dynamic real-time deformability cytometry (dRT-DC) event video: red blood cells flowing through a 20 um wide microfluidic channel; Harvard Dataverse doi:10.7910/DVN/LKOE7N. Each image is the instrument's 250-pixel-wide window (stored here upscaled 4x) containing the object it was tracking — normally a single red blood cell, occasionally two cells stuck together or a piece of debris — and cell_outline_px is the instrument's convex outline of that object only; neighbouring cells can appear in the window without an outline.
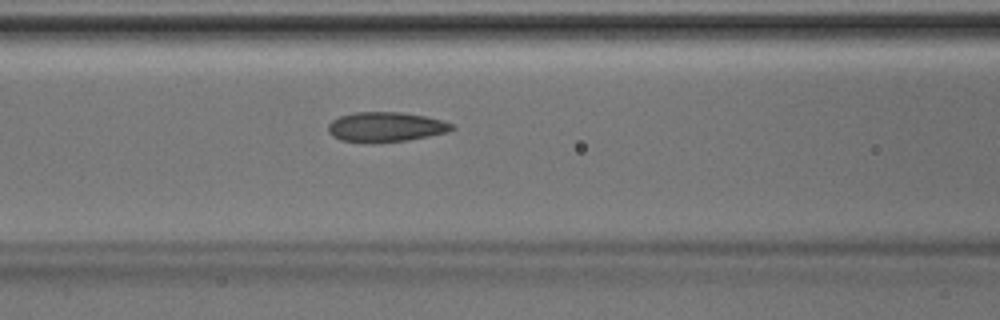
{"species": "Egyptian fruit bat (a non-hibernating species)", "species_latin": "Rousettus aegyptiacus", "temperature_condition": "room temperature", "stored_images_in_passage": 33, "camera_frame_rate_fps": 3000, "um_per_image_px": 0.085, "animal": {"sex": "male"}, "frame": {"image": 1, "passage_image": 12, "time_ms": 3.667, "image_size_px": [1000, 320], "cell_outline_px": [[456, 128], [448, 132], [408, 140], [372, 144], [340, 140], [332, 136], [328, 132], [328, 124], [332, 120], [340, 116], [356, 112], [400, 112], [424, 116], [440, 120], [452, 124]], "centroid_in_image_um": [32.75, 10.81], "position_along_channel_um": 133.9, "area_um2": 21.68}}
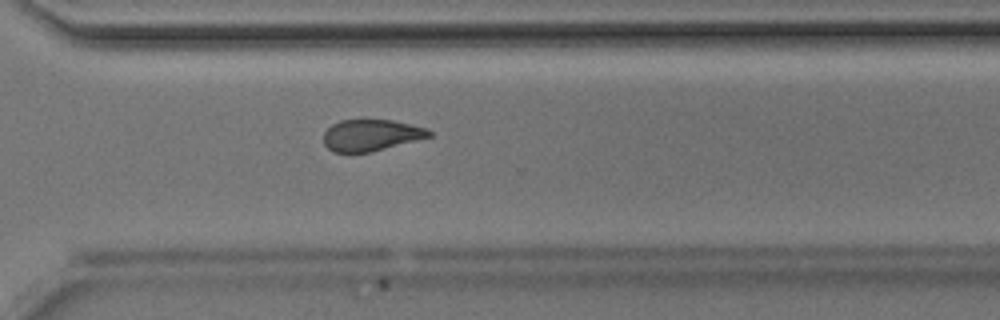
{"frame": {"image": 2, "passage_image": 26, "time_ms": 8.333, "image_size_px": [1000, 320], "cell_outline_px": [[432, 136], [372, 152], [332, 152], [324, 144], [324, 132], [332, 124], [340, 120], [392, 120], [412, 124], [428, 128], [432, 132]], "centroid_in_image_um": [31.56, 11.49], "position_along_channel_um": 339.0, "area_um2": 19.42}}
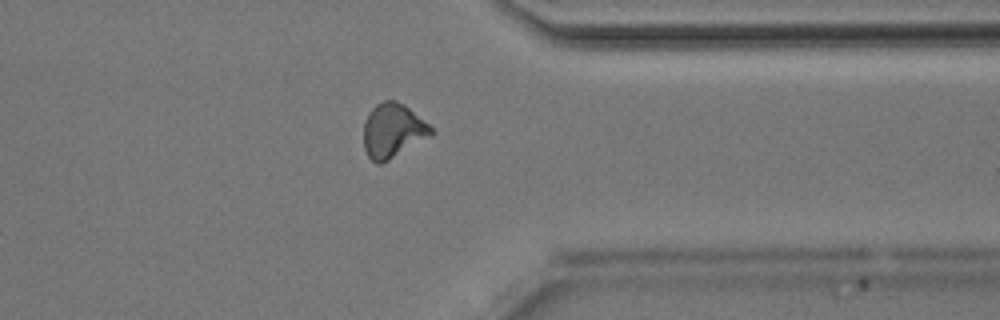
{"frame": {"image": 3, "passage_image": 29, "time_ms": 9.333, "image_size_px": [1000, 320], "cell_outline_px": [[432, 136], [388, 160], [380, 164], [376, 164], [368, 156], [364, 148], [364, 120], [368, 112], [376, 104], [384, 100], [396, 100], [404, 104], [428, 124], [432, 128]], "centroid_in_image_um": [33.37, 11.1], "position_along_channel_um": 378.0, "area_um2": 21.33}}